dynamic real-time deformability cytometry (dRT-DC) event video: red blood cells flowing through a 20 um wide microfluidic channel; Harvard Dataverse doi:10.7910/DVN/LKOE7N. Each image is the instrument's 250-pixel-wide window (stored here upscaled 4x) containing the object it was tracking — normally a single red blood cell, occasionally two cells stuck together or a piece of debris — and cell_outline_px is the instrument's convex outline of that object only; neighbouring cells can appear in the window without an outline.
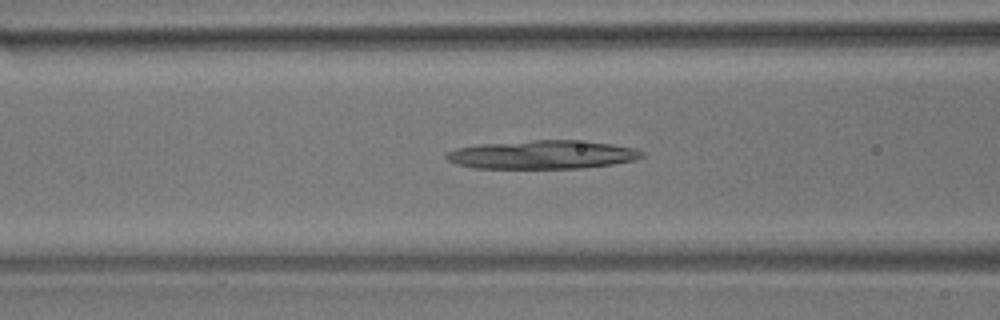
{"species": "common noctule bat (a hibernating species)", "species_latin": "Nyctalus noctula", "temperature_condition": "room temperature", "stored_images_in_passage": 40, "camera_frame_rate_fps": 3000, "um_per_image_px": 0.085, "animal": {"sex": "male", "body_mass_g": 17.9}, "frame": {"image": 1, "passage_image": 18, "time_ms": 5.667, "image_size_px": [1000, 320], "cell_outline_px": [[644, 156], [636, 160], [612, 164], [580, 168], [472, 168], [456, 164], [444, 160], [444, 152], [456, 148], [480, 144], [532, 140], [576, 140], [612, 144], [636, 148], [644, 152]], "centroid_in_image_um": [46.06, 13.14], "position_along_channel_um": 120.5, "area_um2": 32.83}}
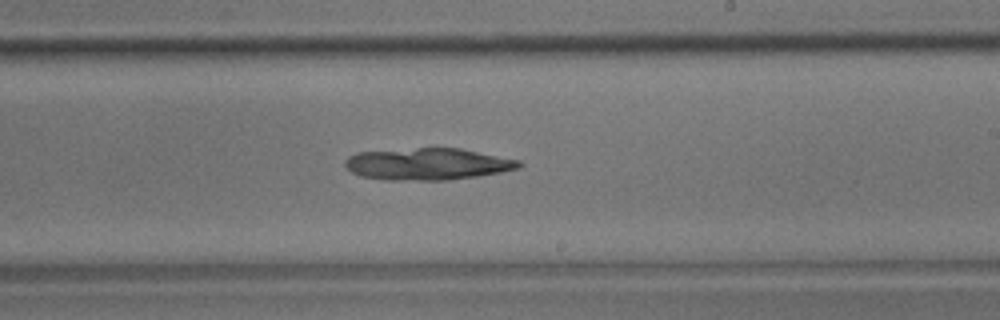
{"frame": {"image": 2, "passage_image": 29, "time_ms": 9.333, "image_size_px": [1000, 320], "cell_outline_px": [[524, 164], [520, 168], [500, 172], [476, 176], [448, 180], [384, 180], [360, 176], [352, 172], [344, 164], [344, 160], [348, 156], [356, 152], [416, 148], [460, 148], [520, 160]], "centroid_in_image_um": [36.34, 13.94], "position_along_channel_um": 252.7, "area_um2": 32.43}}
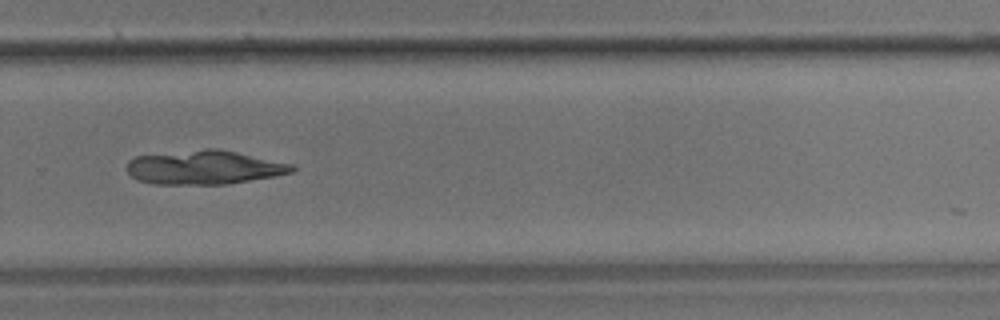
{"frame": {"image": 3, "passage_image": 34, "time_ms": 11.0, "image_size_px": [1000, 320], "cell_outline_px": [[296, 168], [292, 172], [272, 176], [228, 184], [152, 184], [136, 180], [128, 172], [128, 160], [136, 156], [204, 148], [220, 148], [292, 164]], "centroid_in_image_um": [17.33, 14.22], "position_along_channel_um": 312.5, "area_um2": 32.66}}